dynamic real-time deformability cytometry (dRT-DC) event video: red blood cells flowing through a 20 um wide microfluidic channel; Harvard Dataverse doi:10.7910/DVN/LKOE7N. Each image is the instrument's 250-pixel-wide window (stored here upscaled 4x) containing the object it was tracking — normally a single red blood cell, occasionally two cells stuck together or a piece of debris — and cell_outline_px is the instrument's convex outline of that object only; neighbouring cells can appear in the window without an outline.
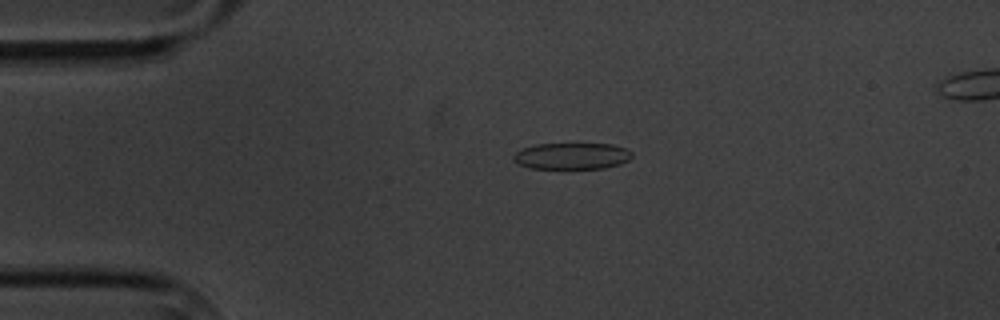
{"species": "common noctule bat (a hibernating species)", "species_latin": "Nyctalus noctula", "temperature_condition": "cold", "stored_images_in_passage": 6, "camera_frame_rate_fps": 3000, "um_per_image_px": 0.085, "animal": {"sex": "male", "body_mass_g": 20.1, "forearm_length_mm": 53.5}, "frame": {"image": 1, "passage_image": 4, "time_ms": 3.667, "image_size_px": [1000, 320], "cell_outline_px": [[632, 156], [628, 160], [620, 164], [604, 168], [528, 168], [512, 160], [512, 156], [516, 152], [524, 148], [536, 144], [612, 144], [624, 148], [632, 152]], "centroid_in_image_um": [48.6, 13.26], "position_along_channel_um": 36.4, "area_um2": 18.15}}